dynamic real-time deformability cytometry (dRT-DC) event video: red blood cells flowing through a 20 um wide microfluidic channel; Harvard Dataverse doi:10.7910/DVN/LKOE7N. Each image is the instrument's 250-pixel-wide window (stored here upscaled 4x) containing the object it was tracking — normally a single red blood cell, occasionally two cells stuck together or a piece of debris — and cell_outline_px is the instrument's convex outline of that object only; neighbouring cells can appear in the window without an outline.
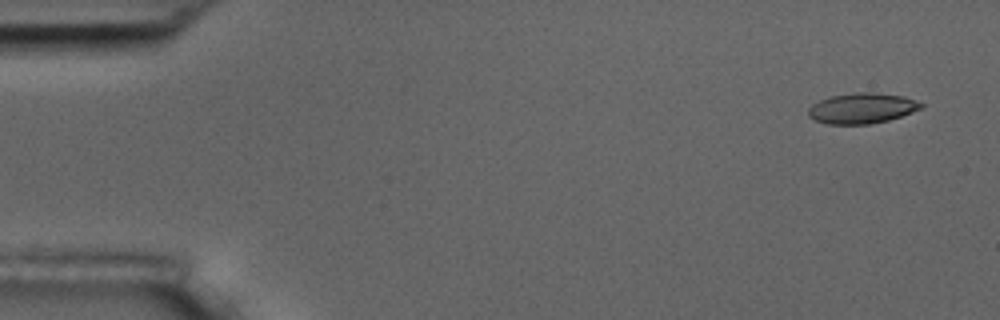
{"species": "common noctule bat (a hibernating species)", "species_latin": "Nyctalus noctula", "temperature_condition": "room temperature", "stored_images_in_passage": 6, "camera_frame_rate_fps": 3000, "um_per_image_px": 0.085, "animal": {"sex": "male", "body_mass_g": 17.5, "forearm_length_mm": 52.3}, "frame": {"image": 1, "passage_image": 1, "time_ms": 0.0, "image_size_px": [1000, 320], "cell_outline_px": [[924, 108], [888, 120], [868, 124], [828, 124], [816, 120], [808, 116], [808, 108], [812, 104], [820, 100], [832, 96], [856, 92], [872, 92], [904, 96], [924, 104]], "centroid_in_image_um": [73.27, 9.2], "position_along_channel_um": 11.7, "area_um2": 19.94}}
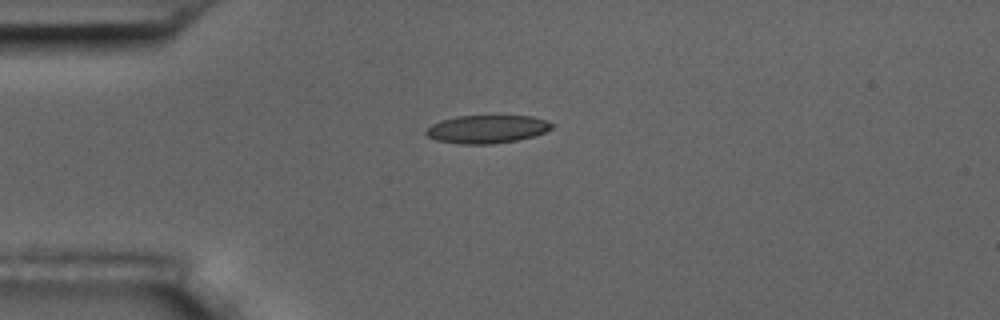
{"frame": {"image": 2, "passage_image": 4, "time_ms": 3.667, "image_size_px": [1000, 320], "cell_outline_px": [[556, 124], [552, 128], [536, 136], [516, 140], [492, 144], [460, 144], [436, 140], [428, 136], [424, 132], [432, 124], [440, 120], [456, 116], [532, 116]], "centroid_in_image_um": [41.4, 10.98], "position_along_channel_um": 43.6, "area_um2": 20.63}}